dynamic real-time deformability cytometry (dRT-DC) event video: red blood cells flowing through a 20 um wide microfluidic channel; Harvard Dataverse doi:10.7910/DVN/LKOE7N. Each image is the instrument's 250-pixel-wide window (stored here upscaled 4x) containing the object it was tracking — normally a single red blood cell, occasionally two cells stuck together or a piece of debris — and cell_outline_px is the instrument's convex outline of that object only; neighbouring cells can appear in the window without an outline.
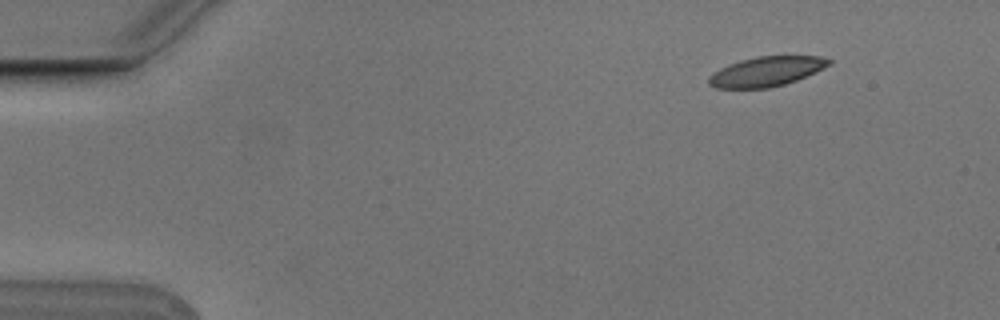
{"species": "Egyptian fruit bat (a non-hibernating species)", "species_latin": "Rousettus aegyptiacus", "temperature_condition": "cold", "stored_images_in_passage": 4, "camera_frame_rate_fps": 3000, "um_per_image_px": 0.085, "animal": {"sex": "male"}, "frame": {"image": 1, "passage_image": 4, "time_ms": 1.0, "image_size_px": [1000, 320], "cell_outline_px": [[832, 60], [824, 68], [816, 72], [796, 80], [784, 84], [768, 88], [716, 88], [708, 84], [708, 76], [720, 68], [728, 64], [740, 60], [756, 56], [820, 56]], "centroid_in_image_um": [65.11, 6.07], "position_along_channel_um": 19.9, "area_um2": 20.75}}